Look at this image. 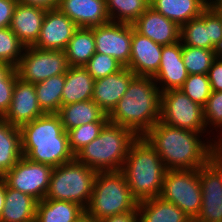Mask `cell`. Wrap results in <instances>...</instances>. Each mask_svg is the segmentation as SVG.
Masks as SVG:
<instances>
[{"instance_id":"8fae6325","label":"cell","mask_w":222,"mask_h":222,"mask_svg":"<svg viewBox=\"0 0 222 222\" xmlns=\"http://www.w3.org/2000/svg\"><path fill=\"white\" fill-rule=\"evenodd\" d=\"M201 209L196 222H222V149L199 168Z\"/></svg>"},{"instance_id":"44dd1931","label":"cell","mask_w":222,"mask_h":222,"mask_svg":"<svg viewBox=\"0 0 222 222\" xmlns=\"http://www.w3.org/2000/svg\"><path fill=\"white\" fill-rule=\"evenodd\" d=\"M136 75L127 67L94 81L92 100L108 115L123 97Z\"/></svg>"},{"instance_id":"7dc6e473","label":"cell","mask_w":222,"mask_h":222,"mask_svg":"<svg viewBox=\"0 0 222 222\" xmlns=\"http://www.w3.org/2000/svg\"><path fill=\"white\" fill-rule=\"evenodd\" d=\"M76 222H100V221L96 220L94 217H91L86 212H84Z\"/></svg>"},{"instance_id":"83f0119b","label":"cell","mask_w":222,"mask_h":222,"mask_svg":"<svg viewBox=\"0 0 222 222\" xmlns=\"http://www.w3.org/2000/svg\"><path fill=\"white\" fill-rule=\"evenodd\" d=\"M22 156L20 128L0 118V176L8 172Z\"/></svg>"},{"instance_id":"ab89813d","label":"cell","mask_w":222,"mask_h":222,"mask_svg":"<svg viewBox=\"0 0 222 222\" xmlns=\"http://www.w3.org/2000/svg\"><path fill=\"white\" fill-rule=\"evenodd\" d=\"M15 82H0V118L8 111Z\"/></svg>"},{"instance_id":"277c9868","label":"cell","mask_w":222,"mask_h":222,"mask_svg":"<svg viewBox=\"0 0 222 222\" xmlns=\"http://www.w3.org/2000/svg\"><path fill=\"white\" fill-rule=\"evenodd\" d=\"M120 171L138 202L160 196L167 169L143 136L137 137L131 144Z\"/></svg>"},{"instance_id":"8d00e7d4","label":"cell","mask_w":222,"mask_h":222,"mask_svg":"<svg viewBox=\"0 0 222 222\" xmlns=\"http://www.w3.org/2000/svg\"><path fill=\"white\" fill-rule=\"evenodd\" d=\"M203 110L206 129L207 127L211 129V126L212 129L210 132L216 128V132L218 129L219 131L221 129L218 133L221 135H217V140L222 145V91H212L211 96L208 98L205 106L203 107Z\"/></svg>"},{"instance_id":"cb8c5ba5","label":"cell","mask_w":222,"mask_h":222,"mask_svg":"<svg viewBox=\"0 0 222 222\" xmlns=\"http://www.w3.org/2000/svg\"><path fill=\"white\" fill-rule=\"evenodd\" d=\"M210 0H150V7L179 27L197 18L209 6Z\"/></svg>"},{"instance_id":"4316f807","label":"cell","mask_w":222,"mask_h":222,"mask_svg":"<svg viewBox=\"0 0 222 222\" xmlns=\"http://www.w3.org/2000/svg\"><path fill=\"white\" fill-rule=\"evenodd\" d=\"M138 222H187L190 218L173 203L160 197L139 201Z\"/></svg>"},{"instance_id":"f6af8a7d","label":"cell","mask_w":222,"mask_h":222,"mask_svg":"<svg viewBox=\"0 0 222 222\" xmlns=\"http://www.w3.org/2000/svg\"><path fill=\"white\" fill-rule=\"evenodd\" d=\"M5 202V181L2 176H0V217L3 212Z\"/></svg>"},{"instance_id":"d6986e66","label":"cell","mask_w":222,"mask_h":222,"mask_svg":"<svg viewBox=\"0 0 222 222\" xmlns=\"http://www.w3.org/2000/svg\"><path fill=\"white\" fill-rule=\"evenodd\" d=\"M57 8L78 28H94L111 21L106 0H59Z\"/></svg>"},{"instance_id":"b9f144b4","label":"cell","mask_w":222,"mask_h":222,"mask_svg":"<svg viewBox=\"0 0 222 222\" xmlns=\"http://www.w3.org/2000/svg\"><path fill=\"white\" fill-rule=\"evenodd\" d=\"M100 222H138L137 207L133 211L116 214L111 217L105 218Z\"/></svg>"},{"instance_id":"ac0fdd59","label":"cell","mask_w":222,"mask_h":222,"mask_svg":"<svg viewBox=\"0 0 222 222\" xmlns=\"http://www.w3.org/2000/svg\"><path fill=\"white\" fill-rule=\"evenodd\" d=\"M182 59V43L165 45L162 47L161 62L158 72L153 76L161 92L180 89L188 77Z\"/></svg>"},{"instance_id":"6da1fadb","label":"cell","mask_w":222,"mask_h":222,"mask_svg":"<svg viewBox=\"0 0 222 222\" xmlns=\"http://www.w3.org/2000/svg\"><path fill=\"white\" fill-rule=\"evenodd\" d=\"M202 136L200 132L172 127L160 120L143 135L167 170L199 169L222 149L217 138L202 141Z\"/></svg>"},{"instance_id":"30bf717a","label":"cell","mask_w":222,"mask_h":222,"mask_svg":"<svg viewBox=\"0 0 222 222\" xmlns=\"http://www.w3.org/2000/svg\"><path fill=\"white\" fill-rule=\"evenodd\" d=\"M68 68L64 50H44L29 46L25 48L15 69L20 79L36 84L52 76L65 74Z\"/></svg>"},{"instance_id":"c3c4849f","label":"cell","mask_w":222,"mask_h":222,"mask_svg":"<svg viewBox=\"0 0 222 222\" xmlns=\"http://www.w3.org/2000/svg\"><path fill=\"white\" fill-rule=\"evenodd\" d=\"M217 56L219 57V58H222V44H221V46L218 48V50H217Z\"/></svg>"},{"instance_id":"ba28073f","label":"cell","mask_w":222,"mask_h":222,"mask_svg":"<svg viewBox=\"0 0 222 222\" xmlns=\"http://www.w3.org/2000/svg\"><path fill=\"white\" fill-rule=\"evenodd\" d=\"M199 169L167 170L160 198L173 203L190 219H196L201 209Z\"/></svg>"},{"instance_id":"7bdbcfd3","label":"cell","mask_w":222,"mask_h":222,"mask_svg":"<svg viewBox=\"0 0 222 222\" xmlns=\"http://www.w3.org/2000/svg\"><path fill=\"white\" fill-rule=\"evenodd\" d=\"M16 69L9 64L0 62V82H16Z\"/></svg>"},{"instance_id":"8992f818","label":"cell","mask_w":222,"mask_h":222,"mask_svg":"<svg viewBox=\"0 0 222 222\" xmlns=\"http://www.w3.org/2000/svg\"><path fill=\"white\" fill-rule=\"evenodd\" d=\"M138 201L132 196L122 172L99 171L85 212L101 221L116 214L133 211Z\"/></svg>"},{"instance_id":"7402d4cb","label":"cell","mask_w":222,"mask_h":222,"mask_svg":"<svg viewBox=\"0 0 222 222\" xmlns=\"http://www.w3.org/2000/svg\"><path fill=\"white\" fill-rule=\"evenodd\" d=\"M46 11L42 7L17 3L9 28L25 47L36 43Z\"/></svg>"},{"instance_id":"e575fe53","label":"cell","mask_w":222,"mask_h":222,"mask_svg":"<svg viewBox=\"0 0 222 222\" xmlns=\"http://www.w3.org/2000/svg\"><path fill=\"white\" fill-rule=\"evenodd\" d=\"M180 90L202 107L205 106L212 93L207 74L188 75Z\"/></svg>"},{"instance_id":"5b68a950","label":"cell","mask_w":222,"mask_h":222,"mask_svg":"<svg viewBox=\"0 0 222 222\" xmlns=\"http://www.w3.org/2000/svg\"><path fill=\"white\" fill-rule=\"evenodd\" d=\"M137 137L130 129L108 121L99 136L75 154V159L97 172L119 171Z\"/></svg>"},{"instance_id":"bcb514c9","label":"cell","mask_w":222,"mask_h":222,"mask_svg":"<svg viewBox=\"0 0 222 222\" xmlns=\"http://www.w3.org/2000/svg\"><path fill=\"white\" fill-rule=\"evenodd\" d=\"M209 5L219 14L222 19V0H210Z\"/></svg>"},{"instance_id":"836d02e7","label":"cell","mask_w":222,"mask_h":222,"mask_svg":"<svg viewBox=\"0 0 222 222\" xmlns=\"http://www.w3.org/2000/svg\"><path fill=\"white\" fill-rule=\"evenodd\" d=\"M25 48L9 27L0 28V62L16 68Z\"/></svg>"},{"instance_id":"2e32d148","label":"cell","mask_w":222,"mask_h":222,"mask_svg":"<svg viewBox=\"0 0 222 222\" xmlns=\"http://www.w3.org/2000/svg\"><path fill=\"white\" fill-rule=\"evenodd\" d=\"M44 114L39 107L34 84L25 82L18 77L13 89L9 109L2 119L20 128L22 125L32 122Z\"/></svg>"},{"instance_id":"681fc988","label":"cell","mask_w":222,"mask_h":222,"mask_svg":"<svg viewBox=\"0 0 222 222\" xmlns=\"http://www.w3.org/2000/svg\"><path fill=\"white\" fill-rule=\"evenodd\" d=\"M187 222H196L195 219H189Z\"/></svg>"},{"instance_id":"ffe728a7","label":"cell","mask_w":222,"mask_h":222,"mask_svg":"<svg viewBox=\"0 0 222 222\" xmlns=\"http://www.w3.org/2000/svg\"><path fill=\"white\" fill-rule=\"evenodd\" d=\"M132 25L138 33L157 44L165 46L180 41V27L150 6Z\"/></svg>"},{"instance_id":"f35d334b","label":"cell","mask_w":222,"mask_h":222,"mask_svg":"<svg viewBox=\"0 0 222 222\" xmlns=\"http://www.w3.org/2000/svg\"><path fill=\"white\" fill-rule=\"evenodd\" d=\"M207 75L211 85V90L222 91V58L217 56Z\"/></svg>"},{"instance_id":"d590c367","label":"cell","mask_w":222,"mask_h":222,"mask_svg":"<svg viewBox=\"0 0 222 222\" xmlns=\"http://www.w3.org/2000/svg\"><path fill=\"white\" fill-rule=\"evenodd\" d=\"M107 122H92L83 124L69 130V146L74 155L85 145L99 136L100 131Z\"/></svg>"},{"instance_id":"f1b7e54d","label":"cell","mask_w":222,"mask_h":222,"mask_svg":"<svg viewBox=\"0 0 222 222\" xmlns=\"http://www.w3.org/2000/svg\"><path fill=\"white\" fill-rule=\"evenodd\" d=\"M84 212L71 201L43 199L37 203L35 222H76Z\"/></svg>"},{"instance_id":"f546056e","label":"cell","mask_w":222,"mask_h":222,"mask_svg":"<svg viewBox=\"0 0 222 222\" xmlns=\"http://www.w3.org/2000/svg\"><path fill=\"white\" fill-rule=\"evenodd\" d=\"M69 66L84 67L96 53L93 30L78 28L64 50Z\"/></svg>"},{"instance_id":"d6a6232c","label":"cell","mask_w":222,"mask_h":222,"mask_svg":"<svg viewBox=\"0 0 222 222\" xmlns=\"http://www.w3.org/2000/svg\"><path fill=\"white\" fill-rule=\"evenodd\" d=\"M216 58V50L191 47L182 44V59L189 75L208 74Z\"/></svg>"},{"instance_id":"9a60e30c","label":"cell","mask_w":222,"mask_h":222,"mask_svg":"<svg viewBox=\"0 0 222 222\" xmlns=\"http://www.w3.org/2000/svg\"><path fill=\"white\" fill-rule=\"evenodd\" d=\"M77 29V25L58 8L48 9L33 47L44 50H65Z\"/></svg>"},{"instance_id":"e0dca14e","label":"cell","mask_w":222,"mask_h":222,"mask_svg":"<svg viewBox=\"0 0 222 222\" xmlns=\"http://www.w3.org/2000/svg\"><path fill=\"white\" fill-rule=\"evenodd\" d=\"M162 47L138 33L132 25L131 56L127 68L136 76L153 77L159 70Z\"/></svg>"},{"instance_id":"ee69618b","label":"cell","mask_w":222,"mask_h":222,"mask_svg":"<svg viewBox=\"0 0 222 222\" xmlns=\"http://www.w3.org/2000/svg\"><path fill=\"white\" fill-rule=\"evenodd\" d=\"M18 2L27 5L42 7L48 10L52 8H57L59 0H18Z\"/></svg>"},{"instance_id":"4dcf8cb0","label":"cell","mask_w":222,"mask_h":222,"mask_svg":"<svg viewBox=\"0 0 222 222\" xmlns=\"http://www.w3.org/2000/svg\"><path fill=\"white\" fill-rule=\"evenodd\" d=\"M65 74L52 76L34 84L39 107L44 113H58L61 108Z\"/></svg>"},{"instance_id":"9c48e42d","label":"cell","mask_w":222,"mask_h":222,"mask_svg":"<svg viewBox=\"0 0 222 222\" xmlns=\"http://www.w3.org/2000/svg\"><path fill=\"white\" fill-rule=\"evenodd\" d=\"M160 121L189 131L209 132L205 126L204 110L180 89L161 92Z\"/></svg>"},{"instance_id":"4fadbf2b","label":"cell","mask_w":222,"mask_h":222,"mask_svg":"<svg viewBox=\"0 0 222 222\" xmlns=\"http://www.w3.org/2000/svg\"><path fill=\"white\" fill-rule=\"evenodd\" d=\"M180 41L191 47L218 50L222 44V19L209 5L199 17L180 27Z\"/></svg>"},{"instance_id":"484cf974","label":"cell","mask_w":222,"mask_h":222,"mask_svg":"<svg viewBox=\"0 0 222 222\" xmlns=\"http://www.w3.org/2000/svg\"><path fill=\"white\" fill-rule=\"evenodd\" d=\"M66 132L92 122H108L107 114L93 100L61 106L57 113Z\"/></svg>"},{"instance_id":"5bb4252c","label":"cell","mask_w":222,"mask_h":222,"mask_svg":"<svg viewBox=\"0 0 222 222\" xmlns=\"http://www.w3.org/2000/svg\"><path fill=\"white\" fill-rule=\"evenodd\" d=\"M93 30L95 51L112 56L124 67L131 56L132 24L109 21Z\"/></svg>"},{"instance_id":"d4e9b609","label":"cell","mask_w":222,"mask_h":222,"mask_svg":"<svg viewBox=\"0 0 222 222\" xmlns=\"http://www.w3.org/2000/svg\"><path fill=\"white\" fill-rule=\"evenodd\" d=\"M94 79L82 66H69L65 73L61 106L92 100Z\"/></svg>"},{"instance_id":"7c38bea8","label":"cell","mask_w":222,"mask_h":222,"mask_svg":"<svg viewBox=\"0 0 222 222\" xmlns=\"http://www.w3.org/2000/svg\"><path fill=\"white\" fill-rule=\"evenodd\" d=\"M53 169L49 165L33 162L22 156L2 177L8 187L41 201L48 192Z\"/></svg>"},{"instance_id":"603a6c76","label":"cell","mask_w":222,"mask_h":222,"mask_svg":"<svg viewBox=\"0 0 222 222\" xmlns=\"http://www.w3.org/2000/svg\"><path fill=\"white\" fill-rule=\"evenodd\" d=\"M38 200L31 195L8 187L0 222H34Z\"/></svg>"},{"instance_id":"60d3db41","label":"cell","mask_w":222,"mask_h":222,"mask_svg":"<svg viewBox=\"0 0 222 222\" xmlns=\"http://www.w3.org/2000/svg\"><path fill=\"white\" fill-rule=\"evenodd\" d=\"M18 0H0V28L10 27Z\"/></svg>"},{"instance_id":"3957f363","label":"cell","mask_w":222,"mask_h":222,"mask_svg":"<svg viewBox=\"0 0 222 222\" xmlns=\"http://www.w3.org/2000/svg\"><path fill=\"white\" fill-rule=\"evenodd\" d=\"M20 131L22 153L29 160L55 168L75 159L57 113H45L22 125Z\"/></svg>"},{"instance_id":"1f68e13d","label":"cell","mask_w":222,"mask_h":222,"mask_svg":"<svg viewBox=\"0 0 222 222\" xmlns=\"http://www.w3.org/2000/svg\"><path fill=\"white\" fill-rule=\"evenodd\" d=\"M150 6V0H106L107 12L113 22L133 24Z\"/></svg>"},{"instance_id":"7a4b0ae2","label":"cell","mask_w":222,"mask_h":222,"mask_svg":"<svg viewBox=\"0 0 222 222\" xmlns=\"http://www.w3.org/2000/svg\"><path fill=\"white\" fill-rule=\"evenodd\" d=\"M161 91L153 77L135 76L123 97L107 115L109 122L143 136L159 120Z\"/></svg>"},{"instance_id":"52a82bcc","label":"cell","mask_w":222,"mask_h":222,"mask_svg":"<svg viewBox=\"0 0 222 222\" xmlns=\"http://www.w3.org/2000/svg\"><path fill=\"white\" fill-rule=\"evenodd\" d=\"M97 171L76 159L55 167L44 199L71 201L87 208Z\"/></svg>"},{"instance_id":"74e56055","label":"cell","mask_w":222,"mask_h":222,"mask_svg":"<svg viewBox=\"0 0 222 222\" xmlns=\"http://www.w3.org/2000/svg\"><path fill=\"white\" fill-rule=\"evenodd\" d=\"M94 80L120 71L124 66L112 56L95 53L84 66Z\"/></svg>"}]
</instances>
